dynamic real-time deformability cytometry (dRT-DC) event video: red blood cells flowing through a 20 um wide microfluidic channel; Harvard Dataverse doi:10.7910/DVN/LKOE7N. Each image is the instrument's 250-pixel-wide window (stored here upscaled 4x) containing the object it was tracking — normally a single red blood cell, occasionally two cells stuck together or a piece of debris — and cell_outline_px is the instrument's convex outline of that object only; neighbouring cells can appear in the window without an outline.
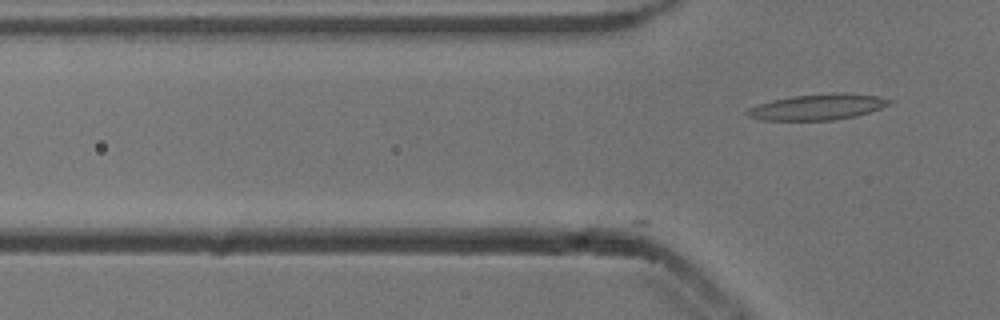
{"species": "common noctule bat (a hibernating species)", "species_latin": "Nyctalus noctula", "temperature_condition": "cold", "stored_images_in_passage": 16, "camera_frame_rate_fps": 3000, "um_per_image_px": 0.085, "animal": {"sex": "male", "body_mass_g": 13.3}, "frame": {"image": 1, "passage_image": 16, "time_ms": 5.0, "image_size_px": [1000, 320], "cell_outline_px": [[892, 104], [856, 116], [832, 120], [764, 120], [748, 116], [744, 112], [748, 108], [772, 100], [792, 96], [836, 92], [876, 96], [892, 100]], "centroid_in_image_um": [69.49, 9.09], "position_along_channel_um": 56.3, "area_um2": 21.21}}